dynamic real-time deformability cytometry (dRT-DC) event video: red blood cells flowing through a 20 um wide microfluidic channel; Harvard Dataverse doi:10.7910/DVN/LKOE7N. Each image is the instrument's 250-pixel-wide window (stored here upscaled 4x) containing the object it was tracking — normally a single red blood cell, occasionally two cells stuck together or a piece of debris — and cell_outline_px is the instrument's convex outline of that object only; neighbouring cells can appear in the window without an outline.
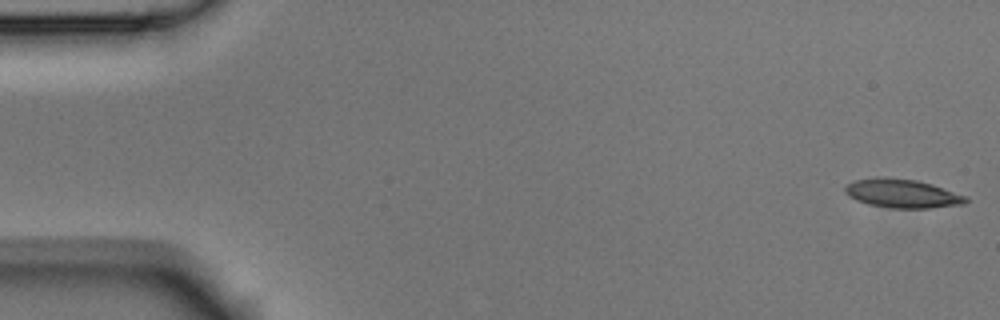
{"species": "Egyptian fruit bat (a non-hibernating species)", "species_latin": "Rousettus aegyptiacus", "temperature_condition": "room temperature", "stored_images_in_passage": 4, "camera_frame_rate_fps": 3000, "um_per_image_px": 0.085, "animal": {"sex": "male"}, "frame": {"image": 1, "passage_image": 1, "time_ms": 0.0, "image_size_px": [1000, 320], "cell_outline_px": [[968, 200], [964, 204], [932, 208], [892, 208], [868, 204], [856, 200], [848, 196], [844, 192], [844, 188], [848, 184], [856, 180], [916, 180], [932, 184], [968, 196]], "centroid_in_image_um": [76.77, 16.5], "position_along_channel_um": 8.2, "area_um2": 19.48}}